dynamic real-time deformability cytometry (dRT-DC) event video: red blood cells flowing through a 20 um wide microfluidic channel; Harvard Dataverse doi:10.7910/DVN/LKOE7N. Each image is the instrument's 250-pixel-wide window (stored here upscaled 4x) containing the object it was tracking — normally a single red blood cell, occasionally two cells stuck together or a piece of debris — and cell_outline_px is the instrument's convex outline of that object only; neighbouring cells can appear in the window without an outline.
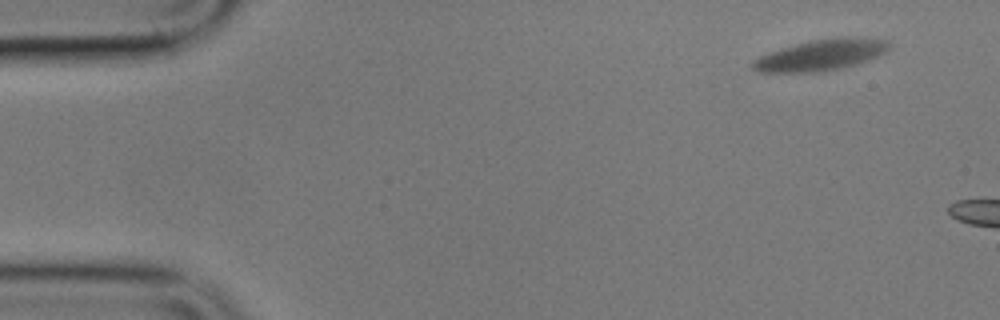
{"species": "common noctule bat (a hibernating species)", "species_latin": "Nyctalus noctula", "temperature_condition": "cold", "stored_images_in_passage": 3, "camera_frame_rate_fps": 3000, "um_per_image_px": 0.085, "animal": {"sex": "male", "body_mass_g": 17.9}, "frame": {"image": 1, "passage_image": 1, "time_ms": 0.0, "image_size_px": [1000, 320], "cell_outline_px": [[892, 44], [888, 52], [880, 56], [856, 64], [840, 68], [816, 72], [756, 72], [752, 68], [752, 60], [768, 52], [780, 48], [812, 40], [844, 36], [852, 36], [888, 40]], "centroid_in_image_um": [69.83, 4.66], "position_along_channel_um": 15.2, "area_um2": 24.97}}